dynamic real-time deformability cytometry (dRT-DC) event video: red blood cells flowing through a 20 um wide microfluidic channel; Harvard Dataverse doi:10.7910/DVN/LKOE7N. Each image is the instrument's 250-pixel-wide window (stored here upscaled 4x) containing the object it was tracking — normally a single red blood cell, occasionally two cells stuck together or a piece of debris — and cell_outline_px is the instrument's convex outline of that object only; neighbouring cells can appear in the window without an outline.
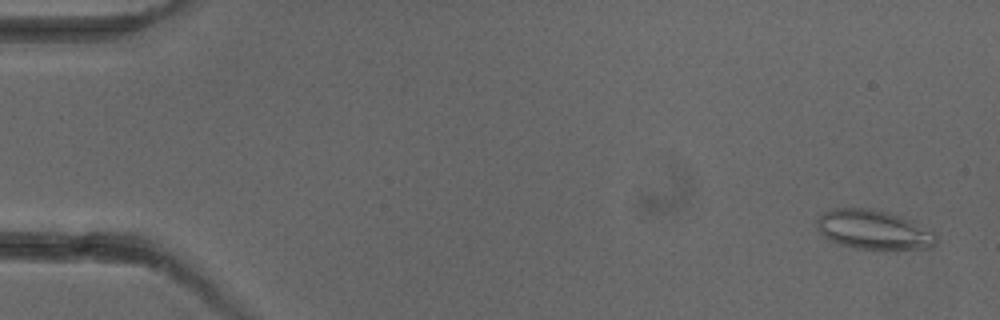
{"species": "common noctule bat (a hibernating species)", "species_latin": "Nyctalus noctula", "temperature_condition": "cold", "stored_images_in_passage": 4, "camera_frame_rate_fps": 3000, "um_per_image_px": 0.085, "animal": {"sex": "female"}, "frame": {"image": 1, "passage_image": 1, "time_ms": 0.0, "image_size_px": [1000, 320], "cell_outline_px": [[940, 240], [932, 248], [856, 248], [840, 244], [828, 240], [820, 232], [816, 224], [816, 220], [824, 212], [832, 208], [872, 208], [888, 212], [912, 220], [936, 232]], "centroid_in_image_um": [74.3, 19.51], "position_along_channel_um": 10.7, "area_um2": 27.46}}